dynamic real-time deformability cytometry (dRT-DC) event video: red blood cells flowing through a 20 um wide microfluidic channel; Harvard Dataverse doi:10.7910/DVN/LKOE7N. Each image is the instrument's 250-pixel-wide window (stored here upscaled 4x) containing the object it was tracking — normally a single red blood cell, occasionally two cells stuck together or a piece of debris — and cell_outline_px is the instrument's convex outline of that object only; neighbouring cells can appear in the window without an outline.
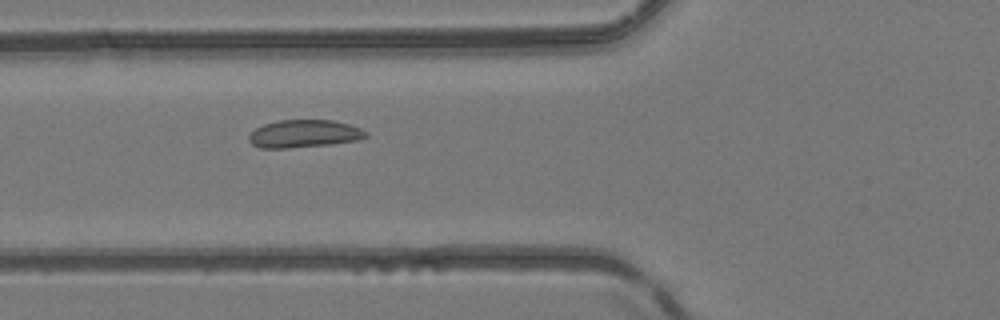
{"species": "common noctule bat (a hibernating species)", "species_latin": "Nyctalus noctula", "temperature_condition": "room temperature", "stored_images_in_passage": 49, "camera_frame_rate_fps": 3000, "um_per_image_px": 0.085, "animal": {"sex": "female", "body_mass_g": 24.6, "forearm_length_mm": 56.2}, "frame": {"image": 1, "passage_image": 18, "time_ms": 5.667, "image_size_px": [1000, 320], "cell_outline_px": [[368, 136], [356, 140], [332, 144], [288, 148], [260, 148], [252, 144], [248, 140], [248, 136], [256, 128], [264, 124], [280, 120], [332, 120], [348, 124], [360, 128], [368, 132]], "centroid_in_image_um": [25.84, 11.37], "position_along_channel_um": 100.0, "area_um2": 18.84}}
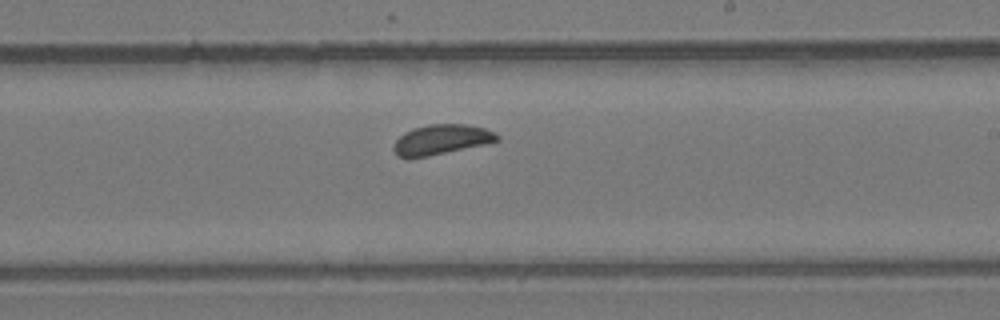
{"frame": {"image": 2, "passage_image": 29, "time_ms": 9.333, "image_size_px": [1000, 320], "cell_outline_px": [[500, 140], [484, 144], [428, 156], [408, 160], [396, 156], [392, 148], [396, 140], [404, 132], [412, 128], [428, 124], [464, 124], [484, 128], [500, 136]], "centroid_in_image_um": [37.43, 11.88], "position_along_channel_um": 251.6, "area_um2": 18.21}}
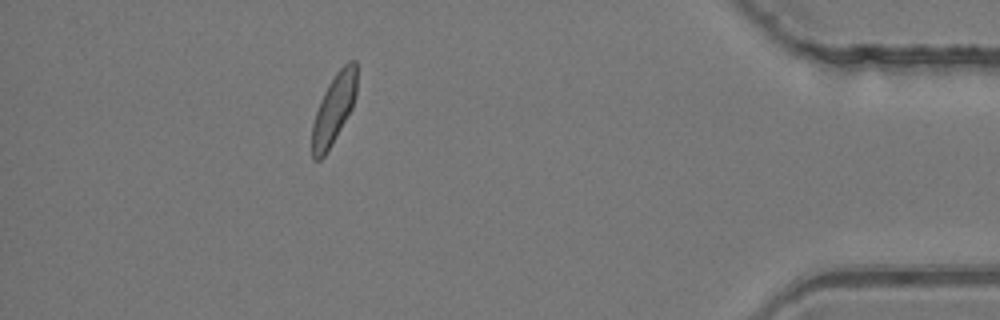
{"frame": {"image": 3, "passage_image": 44, "time_ms": 14.333, "image_size_px": [1000, 320], "cell_outline_px": [[356, 96], [352, 108], [332, 144], [324, 156], [320, 160], [312, 160], [312, 124], [320, 100], [328, 84], [336, 72], [348, 60], [356, 60]], "centroid_in_image_um": [28.37, 9.26], "position_along_channel_um": 406.8, "area_um2": 18.15}, "authors_computed_cell_mechanics": {"area_um2": 18.785, "velocity_mm_per_s": 4.1156, "shape_relaxation_time_tau1_ms": 9.4725, "shape_relaxation_time_tau2_ms": 1.6281, "deformation_change_tau1": 0.1632, "deformation_change_tau2": 0.045}}